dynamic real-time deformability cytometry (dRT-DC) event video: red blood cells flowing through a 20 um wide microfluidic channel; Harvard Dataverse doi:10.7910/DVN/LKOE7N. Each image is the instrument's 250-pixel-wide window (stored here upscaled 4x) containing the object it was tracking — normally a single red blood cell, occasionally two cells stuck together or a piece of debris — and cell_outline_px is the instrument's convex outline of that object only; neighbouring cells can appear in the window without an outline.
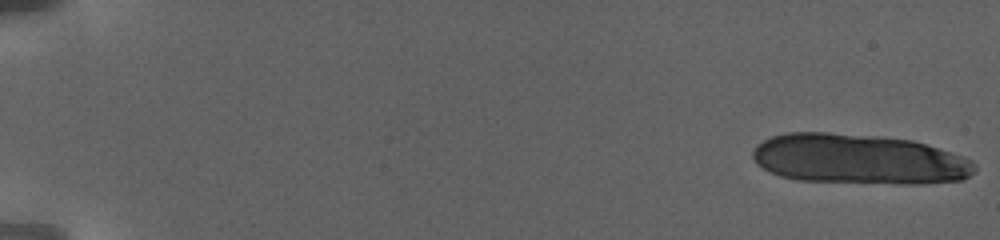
{"species": "human", "species_latin": "Homo sapiens", "temperature_condition": "warm", "stored_images_in_passage": 8, "camera_frame_rate_fps": 3000, "um_per_image_px": 0.085, "donor": {"sex": "female"}, "frame": {"image": 1, "passage_image": 1, "time_ms": 0.0, "image_size_px": [1000, 240], "cell_outline_px": [[976, 172], [964, 180], [920, 184], [900, 184], [796, 180], [780, 176], [756, 164], [752, 156], [752, 152], [756, 144], [772, 136], [788, 132], [828, 132], [876, 136], [912, 140], [972, 160], [976, 164]], "centroid_in_image_um": [72.99, 13.54], "position_along_channel_um": 12.0, "area_um2": 64.97}}